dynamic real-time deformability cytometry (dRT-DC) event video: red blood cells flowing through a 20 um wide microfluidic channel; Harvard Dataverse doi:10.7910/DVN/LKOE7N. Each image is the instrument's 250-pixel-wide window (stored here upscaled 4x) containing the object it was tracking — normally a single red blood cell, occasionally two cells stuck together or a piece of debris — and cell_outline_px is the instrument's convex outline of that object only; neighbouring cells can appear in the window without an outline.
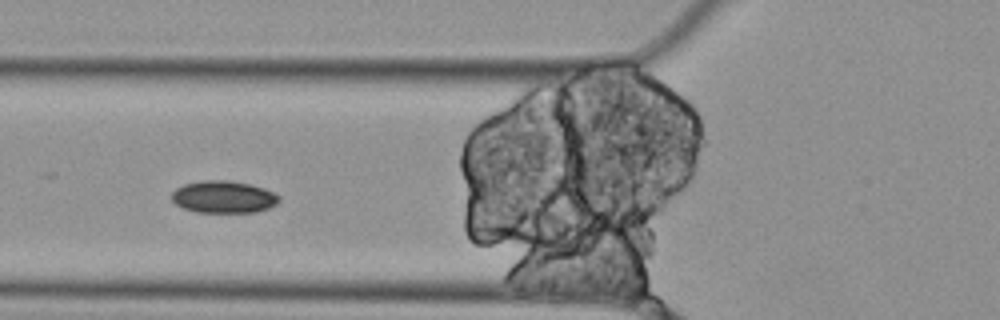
{"species": "Egyptian fruit bat (a non-hibernating species)", "species_latin": "Rousettus aegyptiacus", "temperature_condition": "cold", "stored_images_in_passage": 8, "camera_frame_rate_fps": 3000, "um_per_image_px": 0.085, "animal": {"sex": "female"}, "frame": {"image": 1, "passage_image": 5, "time_ms": 1.333, "image_size_px": [1000, 320], "cell_outline_px": [[280, 200], [276, 204], [268, 208], [256, 212], [196, 212], [184, 208], [176, 204], [172, 200], [172, 192], [176, 188], [184, 184], [200, 180], [228, 180], [248, 184], [264, 188], [280, 196]], "centroid_in_image_um": [18.99, 16.73], "position_along_channel_um": 106.8, "area_um2": 20.11}}
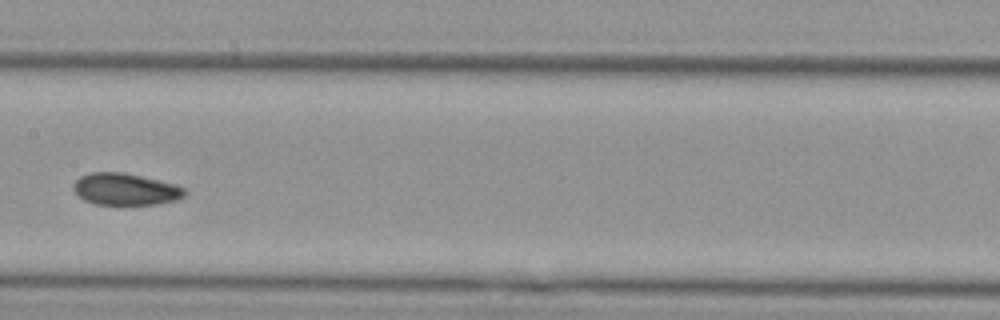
{"frame": {"image": 2, "passage_image": 7, "time_ms": 2.0, "image_size_px": [1000, 320], "cell_outline_px": [[188, 192], [184, 196], [176, 200], [156, 204], [96, 204], [84, 200], [72, 188], [72, 184], [80, 176], [92, 172], [124, 172], [176, 184], [184, 188]], "centroid_in_image_um": [10.67, 16.07], "position_along_channel_um": 196.7, "area_um2": 20.63}}
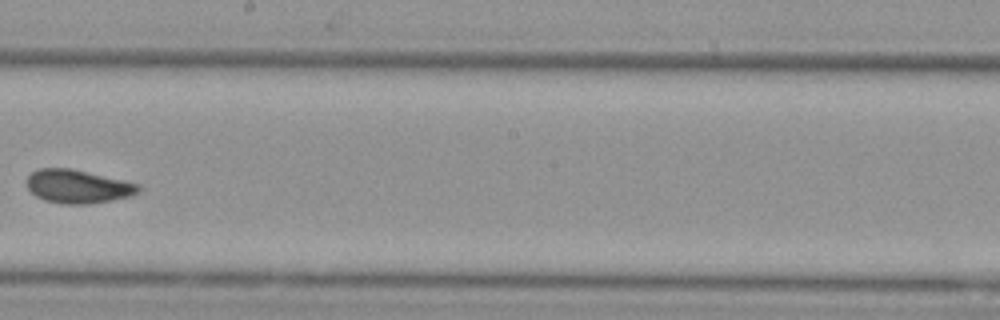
{"frame": {"image": 3, "passage_image": 8, "time_ms": 2.333, "image_size_px": [1000, 320], "cell_outline_px": [[144, 188], [140, 192], [132, 196], [112, 200], [88, 204], [64, 204], [44, 200], [36, 196], [28, 188], [28, 176], [32, 172], [40, 168], [72, 168], [124, 180], [140, 184]], "centroid_in_image_um": [6.69, 15.85], "position_along_channel_um": 241.5, "area_um2": 21.96}}